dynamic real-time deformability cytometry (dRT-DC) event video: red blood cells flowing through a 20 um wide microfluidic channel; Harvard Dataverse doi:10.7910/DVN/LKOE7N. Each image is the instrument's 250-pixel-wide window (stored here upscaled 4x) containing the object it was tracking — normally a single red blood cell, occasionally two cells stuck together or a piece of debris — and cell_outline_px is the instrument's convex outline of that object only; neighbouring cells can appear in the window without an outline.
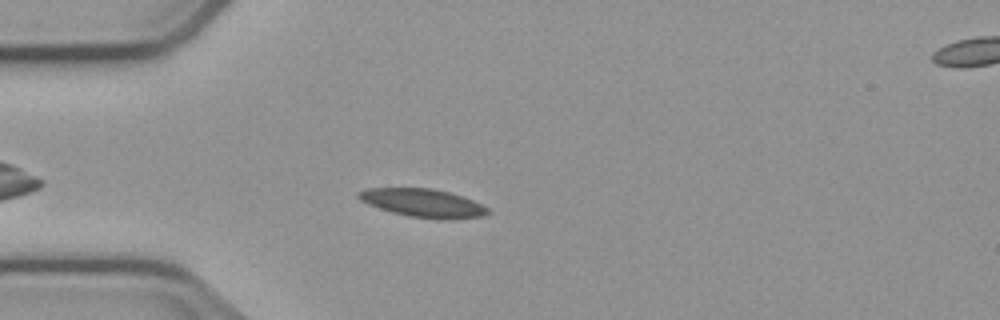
{"species": "common noctule bat (a hibernating species)", "species_latin": "Nyctalus noctula", "temperature_condition": "cold", "stored_images_in_passage": 5, "segment_of_instrument_passage": [1, 2], "camera_frame_rate_fps": 3000, "um_per_image_px": 0.085, "animal": {"sex": "male", "body_mass_g": 23.1, "forearm_length_mm": 52.7}, "frame": {"image": 1, "passage_image": 4, "time_ms": 3.667, "image_size_px": [1000, 320], "cell_outline_px": [[492, 212], [484, 216], [452, 220], [444, 220], [408, 216], [392, 212], [368, 204], [360, 200], [356, 196], [356, 192], [368, 188], [432, 188], [448, 192], [472, 200], [488, 208]], "centroid_in_image_um": [35.96, 17.27], "position_along_channel_um": 49.0, "area_um2": 21.39}}